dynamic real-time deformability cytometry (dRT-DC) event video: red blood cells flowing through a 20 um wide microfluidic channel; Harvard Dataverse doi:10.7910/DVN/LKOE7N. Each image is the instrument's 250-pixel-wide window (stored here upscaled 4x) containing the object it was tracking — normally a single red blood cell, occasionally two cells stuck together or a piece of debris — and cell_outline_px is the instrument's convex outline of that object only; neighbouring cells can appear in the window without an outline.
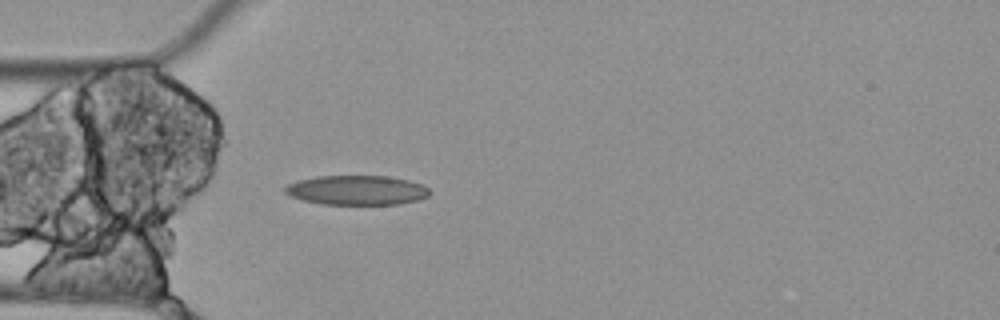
{"species": "Egyptian fruit bat (a non-hibernating species)", "species_latin": "Rousettus aegyptiacus", "temperature_condition": "cold", "stored_images_in_passage": 3, "camera_frame_rate_fps": 3000, "um_per_image_px": 0.085, "animal": {"sex": "female"}, "frame": {"image": 1, "passage_image": 3, "time_ms": 0.667, "image_size_px": [1000, 320], "cell_outline_px": [[428, 196], [416, 200], [400, 204], [320, 204], [304, 200], [292, 196], [284, 192], [284, 188], [288, 184], [296, 180], [316, 176], [388, 176], [408, 180], [424, 184], [428, 188]], "centroid_in_image_um": [30.31, 16.16], "position_along_channel_um": 54.7, "area_um2": 24.85}}